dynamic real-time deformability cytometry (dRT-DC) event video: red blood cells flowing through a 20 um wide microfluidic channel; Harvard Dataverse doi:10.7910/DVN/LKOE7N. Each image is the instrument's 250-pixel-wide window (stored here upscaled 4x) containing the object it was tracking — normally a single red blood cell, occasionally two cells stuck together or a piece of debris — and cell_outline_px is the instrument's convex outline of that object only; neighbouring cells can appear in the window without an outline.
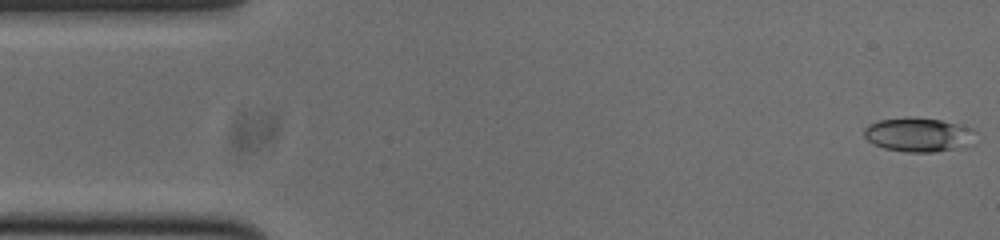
{"species": "common noctule bat (a hibernating species)", "species_latin": "Nyctalus noctula", "temperature_condition": "cold", "stored_images_in_passage": 53, "camera_frame_rate_fps": 3000, "um_per_image_px": 0.085, "animal": {"sex": "male", "body_mass_g": 20.0, "forearm_length_mm": 53.3}, "frame": {"image": 1, "passage_image": 1, "time_ms": 0.0, "image_size_px": [1000, 240], "cell_outline_px": [[976, 144], [964, 148], [936, 152], [908, 152], [884, 148], [872, 144], [864, 136], [864, 128], [868, 124], [876, 120], [904, 116], [916, 116], [940, 120], [972, 128], [976, 132]], "centroid_in_image_um": [78.11, 11.45], "position_along_channel_um": 6.9, "area_um2": 23.0}}
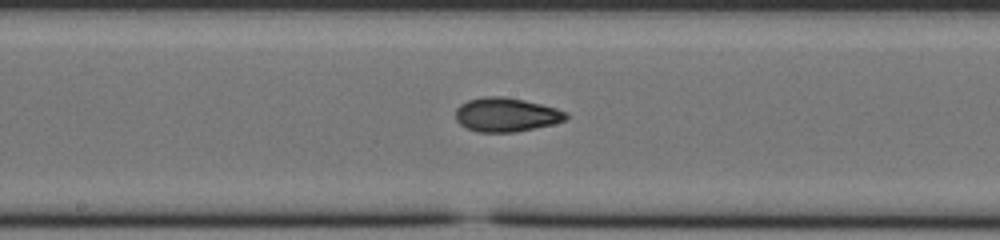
{"frame": {"image": 2, "passage_image": 26, "time_ms": 8.333, "image_size_px": [1000, 240], "cell_outline_px": [[568, 116], [564, 120], [552, 124], [516, 132], [476, 132], [460, 124], [456, 120], [456, 108], [460, 104], [468, 100], [484, 96], [504, 96], [524, 100], [556, 108], [568, 112]], "centroid_in_image_um": [43.01, 9.74], "position_along_channel_um": 205.2, "area_um2": 21.85}}
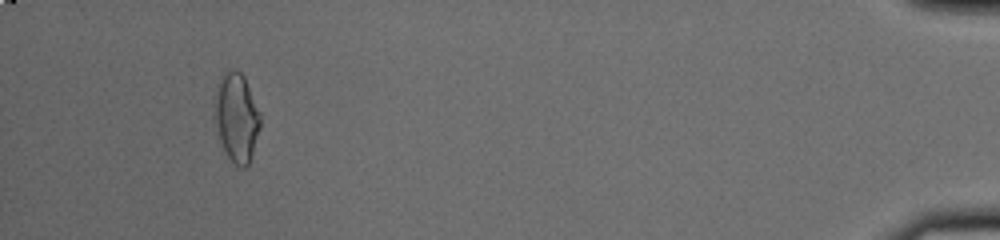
{"frame": {"image": 3, "passage_image": 49, "time_ms": 16.0, "image_size_px": [1000, 240], "cell_outline_px": [[260, 128], [248, 164], [244, 168], [240, 168], [228, 156], [220, 140], [216, 124], [212, 104], [220, 76], [224, 72], [232, 68], [236, 68], [244, 76], [260, 112]], "centroid_in_image_um": [20.09, 9.91], "position_along_channel_um": 415.1, "area_um2": 23.64}, "authors_computed_cell_mechanics": {"area_um2": 21.386, "velocity_mm_per_s": 3.7852, "shape_relaxation_time_tau1_ms": null, "shape_relaxation_time_tau2_ms": 2.5035, "deformation_change_tau1": null, "deformation_change_tau2": 0.0819}}